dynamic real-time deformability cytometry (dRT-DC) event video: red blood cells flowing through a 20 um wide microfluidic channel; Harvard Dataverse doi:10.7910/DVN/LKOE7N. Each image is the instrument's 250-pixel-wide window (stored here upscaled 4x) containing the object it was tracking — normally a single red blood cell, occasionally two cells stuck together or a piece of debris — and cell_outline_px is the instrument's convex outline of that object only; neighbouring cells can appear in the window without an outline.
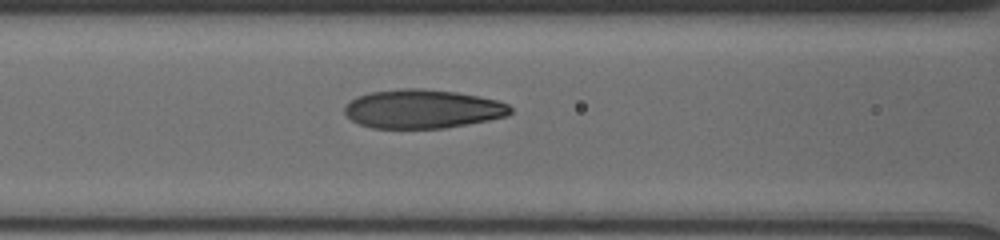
{"species": "human", "species_latin": "Homo sapiens", "temperature_condition": "cold", "stored_images_in_passage": 39, "segment_of_instrument_passage": [1, 2], "camera_frame_rate_fps": 3000, "um_per_image_px": 0.085, "donor": {"sex": "male"}, "frame": {"image": 1, "passage_image": 22, "time_ms": 7.667, "image_size_px": [1000, 240], "cell_outline_px": [[512, 112], [508, 116], [468, 124], [444, 128], [372, 128], [360, 124], [352, 120], [344, 112], [344, 108], [356, 96], [372, 92], [400, 88], [424, 88], [456, 92], [480, 96], [500, 100], [508, 104], [512, 108]], "centroid_in_image_um": [35.96, 9.25], "position_along_channel_um": 130.6, "area_um2": 37.69}}
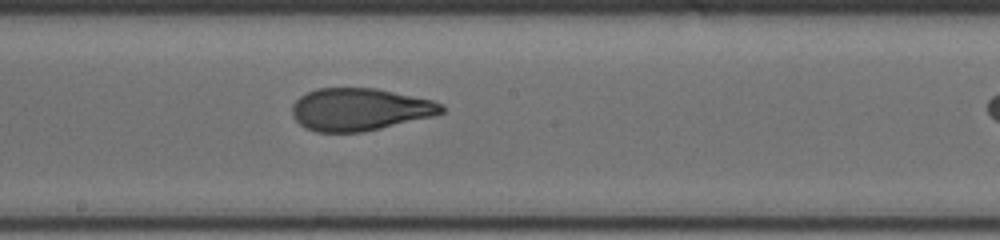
{"frame": {"image": 2, "passage_image": 28, "time_ms": 10.0, "image_size_px": [1000, 240], "cell_outline_px": [[444, 112], [436, 116], [364, 132], [316, 132], [304, 128], [292, 116], [292, 104], [300, 96], [316, 88], [376, 88], [432, 100], [444, 104]], "centroid_in_image_um": [30.59, 9.31], "position_along_channel_um": 217.6, "area_um2": 37.28}}
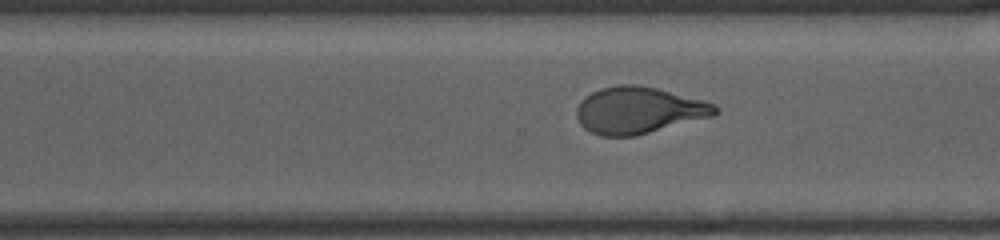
{"frame": {"image": 3, "passage_image": 36, "time_ms": 12.667, "image_size_px": [1000, 240], "cell_outline_px": [[720, 112], [712, 116], [636, 136], [600, 136], [584, 128], [580, 124], [576, 116], [576, 108], [580, 100], [584, 96], [600, 88], [620, 84], [636, 84], [656, 88], [716, 104], [720, 108]], "centroid_in_image_um": [54.26, 9.37], "position_along_channel_um": 316.3, "area_um2": 37.8}}